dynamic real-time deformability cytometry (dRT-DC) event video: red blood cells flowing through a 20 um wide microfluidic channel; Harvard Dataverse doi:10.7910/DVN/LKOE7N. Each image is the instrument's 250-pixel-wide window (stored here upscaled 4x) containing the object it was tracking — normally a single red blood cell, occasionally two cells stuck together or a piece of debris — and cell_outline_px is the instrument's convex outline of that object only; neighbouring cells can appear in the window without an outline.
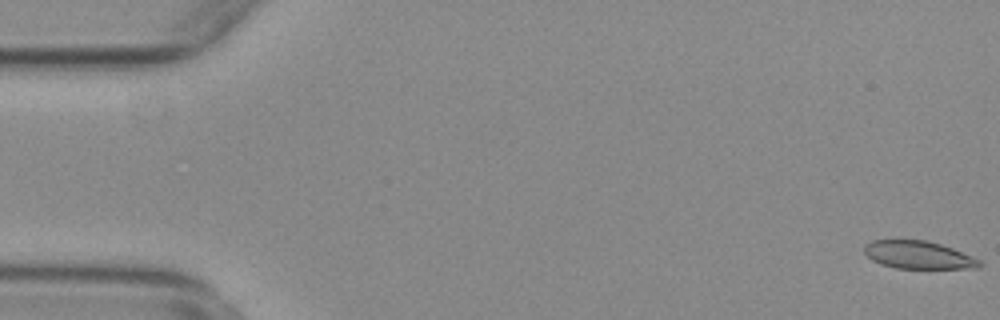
{"species": "common noctule bat (a hibernating species)", "species_latin": "Nyctalus noctula", "temperature_condition": "warm", "stored_images_in_passage": 25, "camera_frame_rate_fps": 3000, "um_per_image_px": 0.085, "animal": {"sex": "female", "body_mass_g": 29.2, "forearm_length_mm": 56.3}, "frame": {"image": 1, "passage_image": 1, "time_ms": 0.0, "image_size_px": [1000, 320], "cell_outline_px": [[984, 264], [980, 268], [896, 268], [880, 264], [872, 260], [864, 252], [864, 244], [872, 240], [928, 240], [952, 248], [972, 256], [980, 260]], "centroid_in_image_um": [78.06, 21.67], "position_along_channel_um": 6.9, "area_um2": 18.73}}
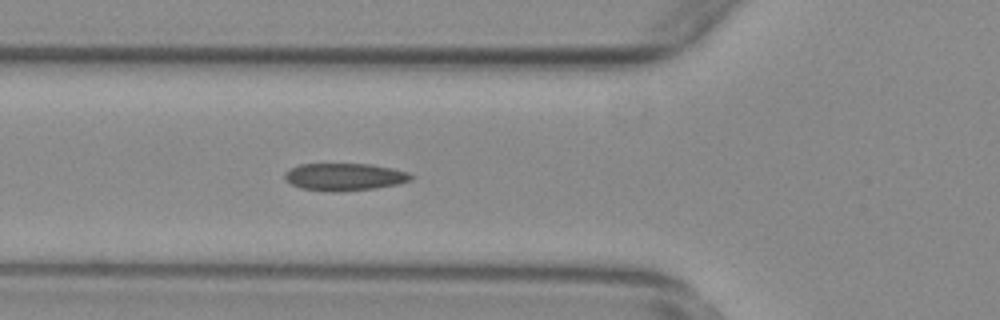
{"frame": {"image": 2, "passage_image": 20, "time_ms": 6.333, "image_size_px": [1000, 320], "cell_outline_px": [[416, 176], [412, 180], [400, 184], [376, 188], [340, 192], [328, 192], [300, 188], [284, 180], [284, 172], [300, 164], [372, 164], [392, 168], [408, 172]], "centroid_in_image_um": [29.31, 15.04], "position_along_channel_um": 96.5, "area_um2": 20.52}}
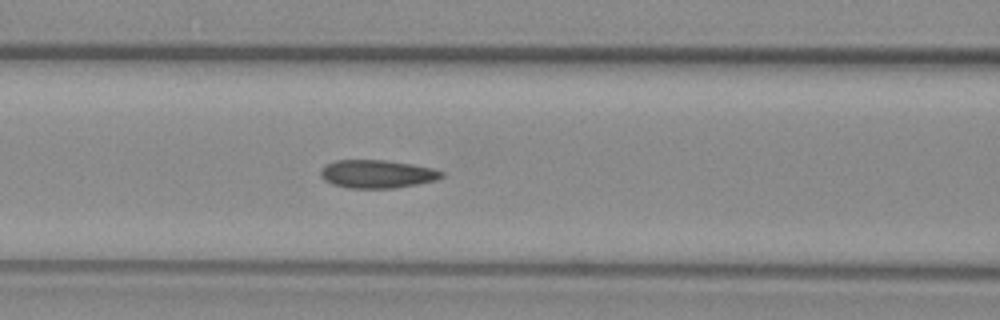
{"frame": {"image": 3, "passage_image": 23, "time_ms": 7.333, "image_size_px": [1000, 320], "cell_outline_px": [[444, 176], [436, 180], [420, 184], [392, 188], [348, 188], [332, 184], [324, 180], [320, 176], [320, 168], [336, 160], [384, 160], [412, 164], [432, 168], [444, 172]], "centroid_in_image_um": [32.05, 14.79], "position_along_channel_um": 134.5, "area_um2": 19.94}}